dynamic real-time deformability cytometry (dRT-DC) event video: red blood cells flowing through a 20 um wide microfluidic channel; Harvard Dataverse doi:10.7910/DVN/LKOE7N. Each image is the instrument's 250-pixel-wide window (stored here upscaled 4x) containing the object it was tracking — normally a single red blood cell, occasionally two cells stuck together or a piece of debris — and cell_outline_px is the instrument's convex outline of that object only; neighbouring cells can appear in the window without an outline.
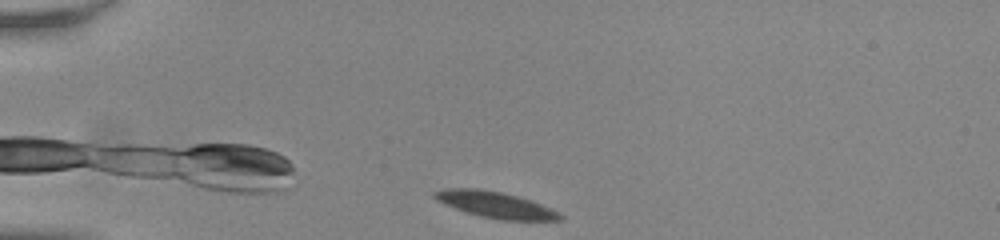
{"species": "common noctule bat (a hibernating species)", "species_latin": "Nyctalus noctula", "temperature_condition": "room temperature", "stored_images_in_passage": 32, "camera_frame_rate_fps": 3000, "um_per_image_px": 0.085, "animal": {"sex": "male", "body_mass_g": 20.0, "forearm_length_mm": 53.3}, "frame": {"image": 1, "passage_image": 1, "time_ms": 0.0, "image_size_px": [1000, 240], "cell_outline_px": [[564, 216], [560, 220], [500, 220], [480, 216], [456, 208], [436, 200], [432, 196], [432, 192], [444, 188], [476, 188], [500, 192], [516, 196], [540, 204]], "centroid_in_image_um": [42.04, 17.4], "position_along_channel_um": 43.0, "area_um2": 18.73}}
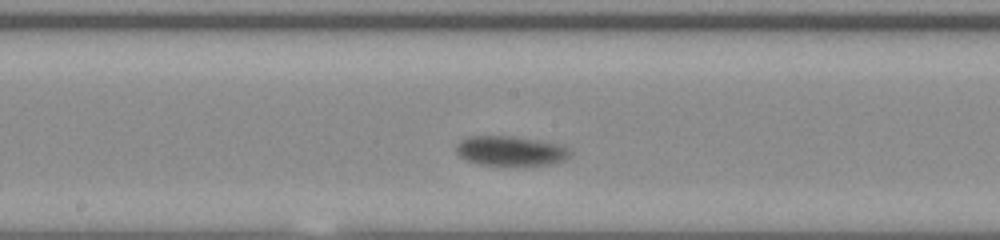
{"frame": {"image": 2, "passage_image": 18, "time_ms": 5.667, "image_size_px": [1000, 240], "cell_outline_px": [[572, 156], [564, 160], [552, 164], [516, 168], [476, 164], [464, 160], [456, 152], [456, 144], [460, 140], [468, 136], [512, 136], [540, 140], [564, 144], [572, 152]], "centroid_in_image_um": [43.44, 12.87], "position_along_channel_um": 204.8, "area_um2": 20.98}}
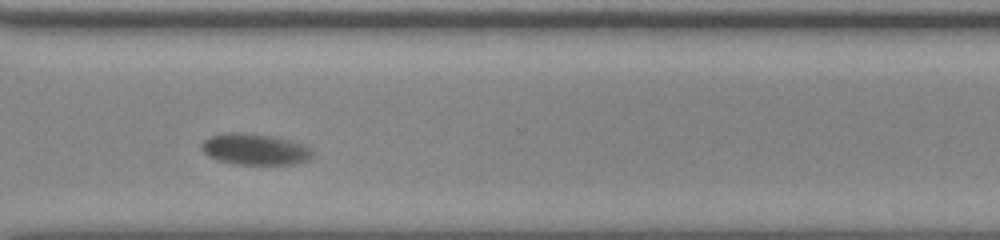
{"frame": {"image": 3, "passage_image": 30, "time_ms": 9.667, "image_size_px": [1000, 240], "cell_outline_px": [[312, 156], [308, 160], [292, 164], [240, 164], [220, 160], [208, 156], [200, 148], [200, 144], [208, 136], [232, 132], [268, 136], [292, 140], [308, 144], [312, 148]], "centroid_in_image_um": [21.7, 12.68], "position_along_channel_um": 348.9, "area_um2": 20.06}, "authors_computed_cell_mechanics": {"area_um2": 19.1029, "velocity_mm_per_s": 3.5941, "shape_relaxation_time_tau1_ms": 1.6931, "shape_relaxation_time_tau2_ms": null, "deformation_change_tau1": 0.0873, "deformation_change_tau2": null}}